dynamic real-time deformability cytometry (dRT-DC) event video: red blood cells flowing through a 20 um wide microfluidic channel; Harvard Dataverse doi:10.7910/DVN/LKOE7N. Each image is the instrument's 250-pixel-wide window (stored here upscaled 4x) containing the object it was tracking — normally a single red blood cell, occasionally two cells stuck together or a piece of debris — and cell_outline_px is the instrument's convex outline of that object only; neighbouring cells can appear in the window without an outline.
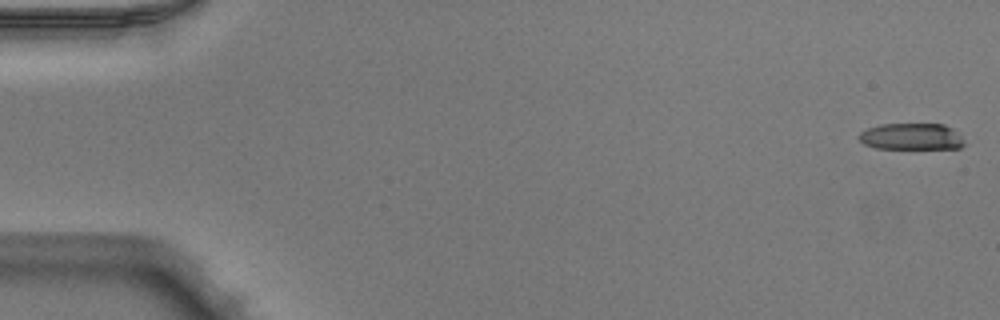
{"species": "Egyptian fruit bat (a non-hibernating species)", "species_latin": "Rousettus aegyptiacus", "temperature_condition": "warm", "stored_images_in_passage": 51, "camera_frame_rate_fps": 3000, "um_per_image_px": 0.085, "animal": {"sex": "male"}, "frame": {"image": 1, "passage_image": 1, "time_ms": 0.0, "image_size_px": [1000, 320], "cell_outline_px": [[964, 144], [960, 148], [876, 148], [864, 144], [856, 136], [860, 132], [868, 128], [880, 124], [944, 124], [952, 128], [964, 140]], "centroid_in_image_um": [77.45, 11.6], "position_along_channel_um": 7.6, "area_um2": 16.24}}
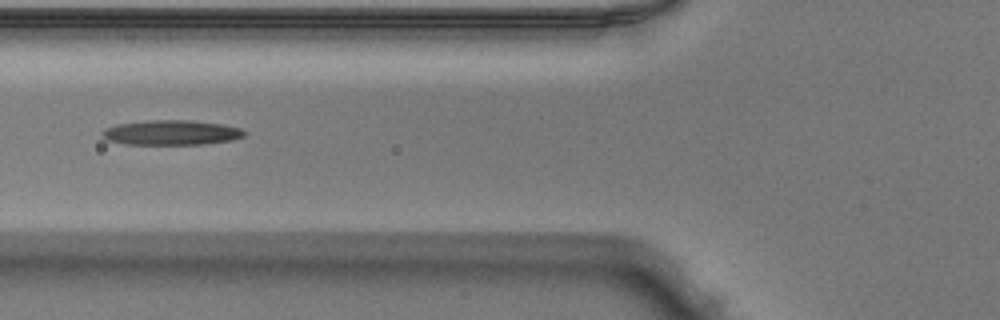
{"frame": {"image": 2, "passage_image": 20, "time_ms": 6.333, "image_size_px": [1000, 320], "cell_outline_px": [[244, 136], [232, 140], [204, 144], [124, 144], [108, 140], [100, 136], [100, 132], [104, 128], [116, 124], [148, 120], [192, 120], [224, 124], [240, 128], [244, 132]], "centroid_in_image_um": [14.51, 11.26], "position_along_channel_um": 111.3, "area_um2": 20.75}}
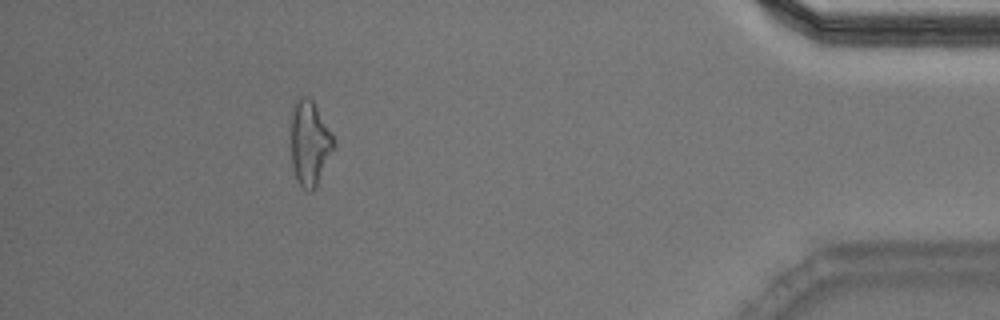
{"frame": {"image": 3, "passage_image": 46, "time_ms": 15.0, "image_size_px": [1000, 320], "cell_outline_px": [[332, 148], [316, 188], [312, 192], [308, 192], [296, 180], [292, 168], [288, 136], [288, 120], [296, 100], [300, 96], [308, 96], [312, 100], [332, 136]], "centroid_in_image_um": [26.2, 12.15], "position_along_channel_um": 409.0, "area_um2": 21.39}, "authors_computed_cell_mechanics": {"area_um2": 20.1722, "velocity_mm_per_s": 4.0204, "shape_relaxation_time_tau1_ms": null, "shape_relaxation_time_tau2_ms": 8.1015, "deformation_change_tau1": null, "deformation_change_tau2": 0.2858}}